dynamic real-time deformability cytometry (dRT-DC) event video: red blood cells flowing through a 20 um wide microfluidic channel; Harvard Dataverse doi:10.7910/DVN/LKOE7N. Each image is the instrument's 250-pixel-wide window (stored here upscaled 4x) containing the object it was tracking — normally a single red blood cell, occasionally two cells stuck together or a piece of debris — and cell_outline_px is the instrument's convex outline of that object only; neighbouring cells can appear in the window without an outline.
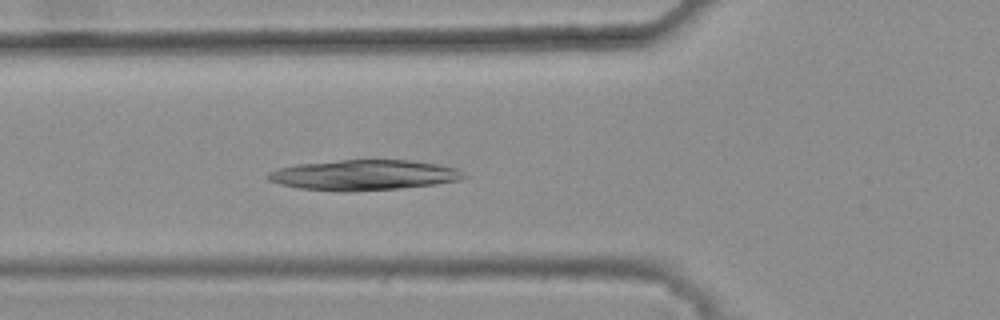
{"species": "common noctule bat (a hibernating species)", "species_latin": "Nyctalus noctula", "temperature_condition": "warm", "stored_images_in_passage": 30, "camera_frame_rate_fps": 3000, "um_per_image_px": 0.085, "animal": {"sex": "female", "body_mass_g": 25.1}, "frame": {"image": 1, "passage_image": 8, "time_ms": 2.333, "image_size_px": [1000, 320], "cell_outline_px": [[468, 176], [460, 180], [436, 184], [400, 188], [348, 192], [344, 192], [300, 188], [280, 184], [268, 180], [264, 176], [268, 172], [280, 168], [296, 164], [340, 160], [408, 160], [440, 164], [456, 168], [464, 172]], "centroid_in_image_um": [30.94, 14.88], "position_along_channel_um": 94.9, "area_um2": 34.8}}
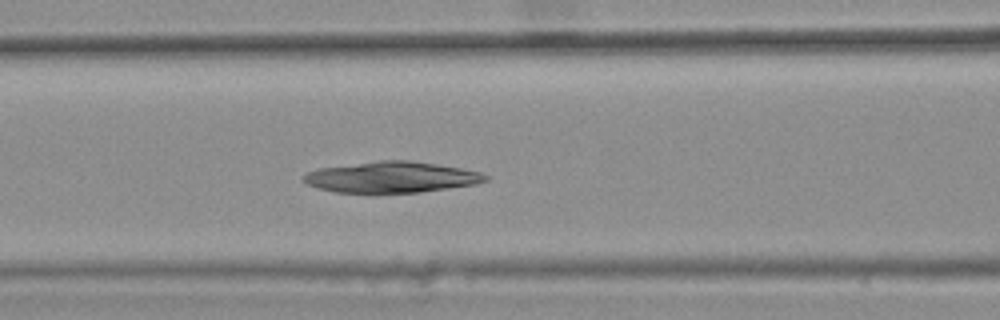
{"frame": {"image": 2, "passage_image": 11, "time_ms": 3.333, "image_size_px": [1000, 320], "cell_outline_px": [[488, 180], [476, 184], [420, 192], [336, 192], [316, 188], [304, 184], [300, 180], [308, 172], [316, 168], [380, 160], [408, 160], [436, 164], [460, 168], [480, 172], [488, 176]], "centroid_in_image_um": [33.21, 15.05], "position_along_channel_um": 133.4, "area_um2": 32.83}}
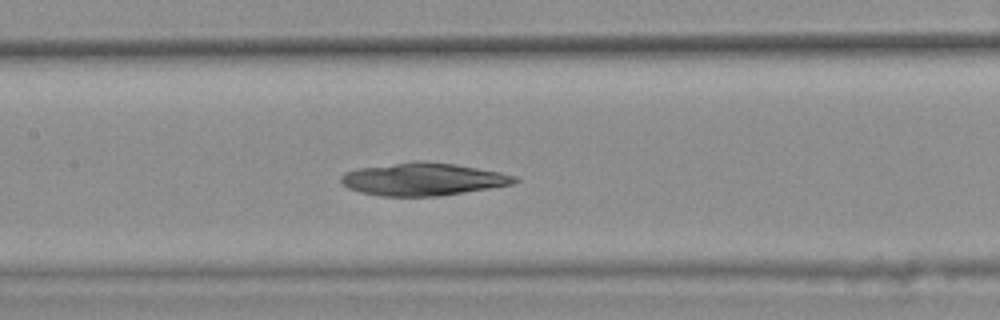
{"frame": {"image": 3, "passage_image": 14, "time_ms": 4.333, "image_size_px": [1000, 320], "cell_outline_px": [[520, 180], [512, 184], [440, 196], [380, 196], [360, 192], [348, 188], [340, 180], [340, 176], [344, 172], [356, 168], [416, 160], [420, 160], [456, 164], [500, 172], [516, 176]], "centroid_in_image_um": [35.92, 15.22], "position_along_channel_um": 171.5, "area_um2": 33.18}}